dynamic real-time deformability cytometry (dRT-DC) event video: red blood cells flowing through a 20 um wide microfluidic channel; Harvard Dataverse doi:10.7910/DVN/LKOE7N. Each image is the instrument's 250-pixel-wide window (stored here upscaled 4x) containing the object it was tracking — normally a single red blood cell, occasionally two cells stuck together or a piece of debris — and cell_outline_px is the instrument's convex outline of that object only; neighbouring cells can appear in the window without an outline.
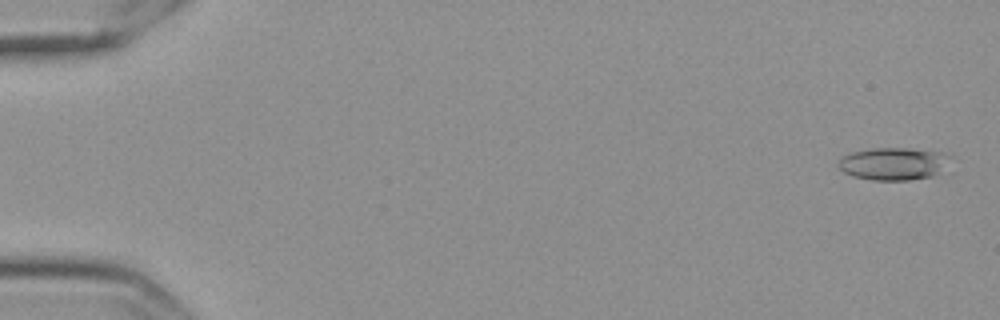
{"species": "Egyptian fruit bat (a non-hibernating species)", "species_latin": "Rousettus aegyptiacus", "temperature_condition": "cold", "stored_images_in_passage": 58, "camera_frame_rate_fps": 3000, "um_per_image_px": 0.085, "frame": {"image": 1, "passage_image": 2, "time_ms": 0.333, "image_size_px": [1000, 320], "cell_outline_px": [[944, 156], [932, 176], [908, 180], [872, 180], [852, 176], [844, 172], [840, 168], [840, 160], [844, 156], [852, 152], [872, 148], [908, 148], [944, 152]], "centroid_in_image_um": [75.78, 13.91], "position_along_channel_um": 9.2, "area_um2": 20.11}}
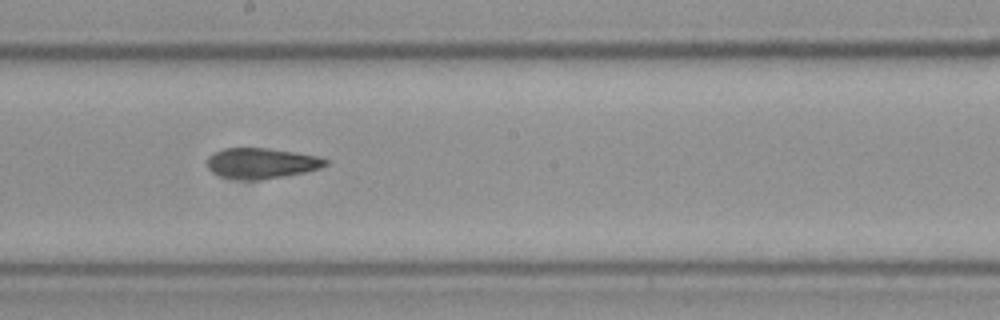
{"frame": {"image": 2, "passage_image": 33, "time_ms": 10.667, "image_size_px": [1000, 320], "cell_outline_px": [[328, 164], [320, 168], [304, 172], [284, 176], [252, 180], [248, 180], [220, 176], [212, 172], [208, 168], [208, 156], [212, 152], [224, 148], [268, 148], [320, 156], [328, 160]], "centroid_in_image_um": [22.22, 13.86], "position_along_channel_um": 226.0, "area_um2": 20.98}}
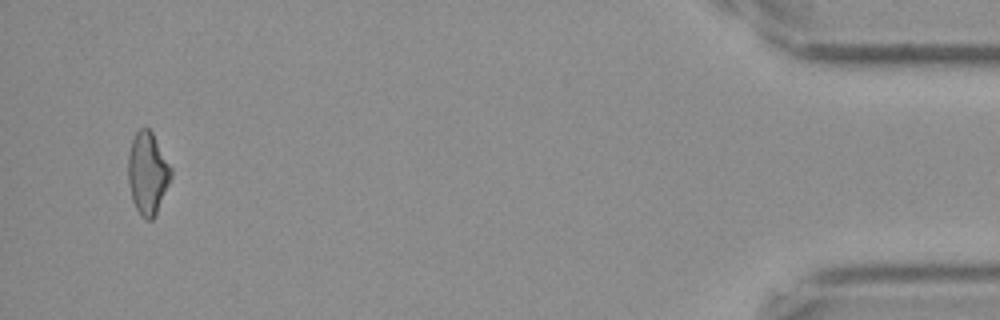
{"frame": {"image": 3, "passage_image": 56, "time_ms": 18.333, "image_size_px": [1000, 320], "cell_outline_px": [[172, 176], [156, 212], [152, 220], [144, 220], [140, 216], [132, 200], [128, 180], [128, 152], [132, 140], [136, 132], [140, 128], [148, 128], [152, 132], [172, 168]], "centroid_in_image_um": [12.54, 14.72], "position_along_channel_um": 422.7, "area_um2": 20.46}, "authors_computed_cell_mechanics": {"area_um2": 20.7213, "velocity_mm_per_s": 3.5475, "shape_relaxation_time_tau1_ms": null, "shape_relaxation_time_tau2_ms": 6.5089, "deformation_change_tau1": null, "deformation_change_tau2": 0.1674}}